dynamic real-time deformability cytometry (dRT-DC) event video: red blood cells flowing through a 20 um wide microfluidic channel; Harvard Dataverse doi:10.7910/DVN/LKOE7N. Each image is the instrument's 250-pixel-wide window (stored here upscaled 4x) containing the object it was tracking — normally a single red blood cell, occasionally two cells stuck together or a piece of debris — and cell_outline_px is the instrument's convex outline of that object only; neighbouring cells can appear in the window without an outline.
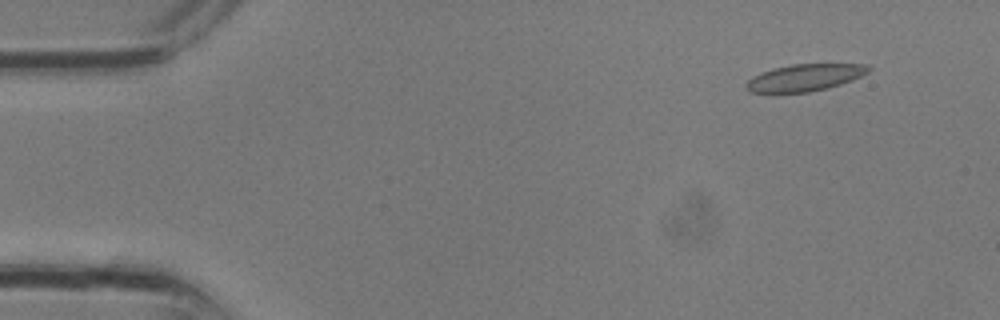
{"species": "common noctule bat (a hibernating species)", "species_latin": "Nyctalus noctula", "temperature_condition": "room temperature", "stored_images_in_passage": 15, "camera_frame_rate_fps": 3000, "um_per_image_px": 0.085, "animal": {"sex": "male", "body_mass_g": 13.3}, "frame": {"image": 1, "passage_image": 3, "time_ms": 0.667, "image_size_px": [1000, 320], "cell_outline_px": [[872, 68], [868, 72], [852, 80], [828, 88], [808, 92], [748, 92], [744, 88], [744, 84], [752, 76], [760, 72], [772, 68], [792, 64], [868, 64]], "centroid_in_image_um": [68.37, 6.59], "position_along_channel_um": 16.6, "area_um2": 19.31}}
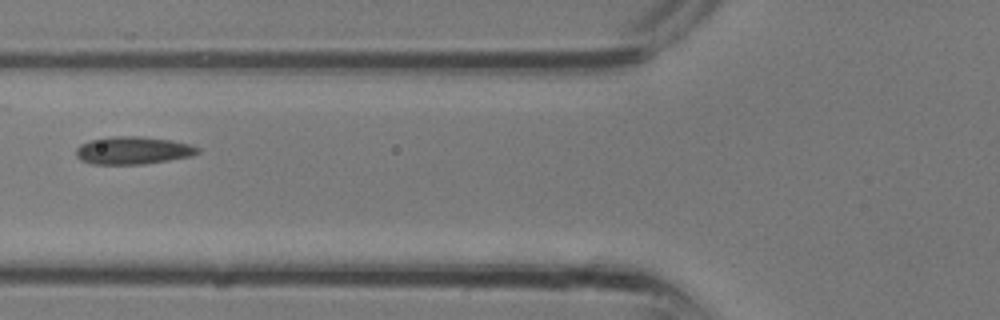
{"frame": {"image": 2, "passage_image": 12, "time_ms": 3.667, "image_size_px": [1000, 320], "cell_outline_px": [[200, 152], [192, 156], [144, 164], [92, 164], [80, 160], [76, 156], [76, 148], [80, 144], [92, 140], [112, 136], [140, 136], [172, 140], [188, 144], [200, 148]], "centroid_in_image_um": [11.3, 12.78], "position_along_channel_um": 114.5, "area_um2": 19.65}}
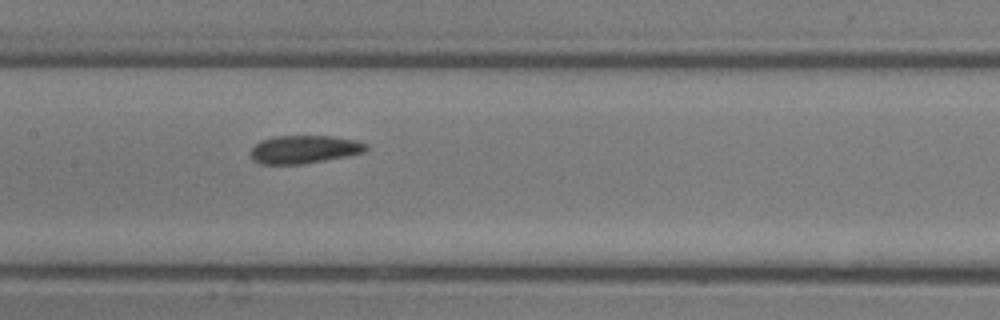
{"frame": {"image": 3, "passage_image": 15, "time_ms": 4.667, "image_size_px": [1000, 320], "cell_outline_px": [[368, 148], [364, 152], [304, 164], [260, 164], [252, 160], [252, 148], [260, 140], [276, 136], [332, 136], [356, 140], [368, 144]], "centroid_in_image_um": [25.85, 12.69], "position_along_channel_um": 181.5, "area_um2": 18.79}}